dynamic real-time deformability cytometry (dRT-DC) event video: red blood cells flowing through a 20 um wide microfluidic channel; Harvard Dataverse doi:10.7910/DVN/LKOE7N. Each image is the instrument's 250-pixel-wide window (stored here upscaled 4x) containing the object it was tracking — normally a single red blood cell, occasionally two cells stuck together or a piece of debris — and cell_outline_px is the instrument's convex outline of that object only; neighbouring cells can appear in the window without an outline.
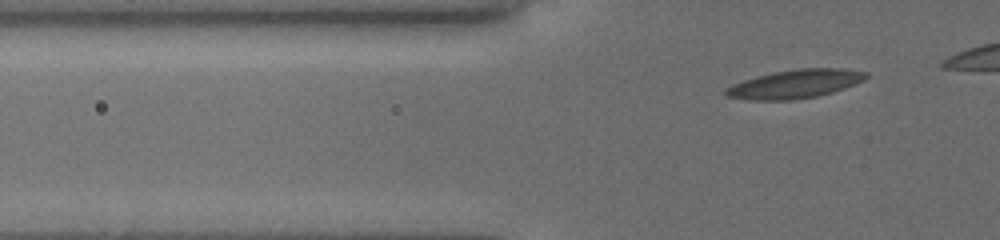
{"species": "common noctule bat (a hibernating species)", "species_latin": "Nyctalus noctula", "temperature_condition": "cold", "stored_images_in_passage": 58, "camera_frame_rate_fps": 3000, "um_per_image_px": 0.085, "animal": {"sex": "female", "body_mass_g": 19.5, "forearm_length_mm": 54.1}, "frame": {"image": 1, "passage_image": 9, "time_ms": 1.667, "image_size_px": [1000, 240], "cell_outline_px": [[868, 76], [864, 80], [844, 88], [832, 92], [816, 96], [792, 100], [748, 100], [728, 96], [724, 92], [732, 84], [756, 76], [772, 72], [800, 68], [840, 68], [868, 72]], "centroid_in_image_um": [67.59, 7.13], "position_along_channel_um": 58.2, "area_um2": 23.24}}
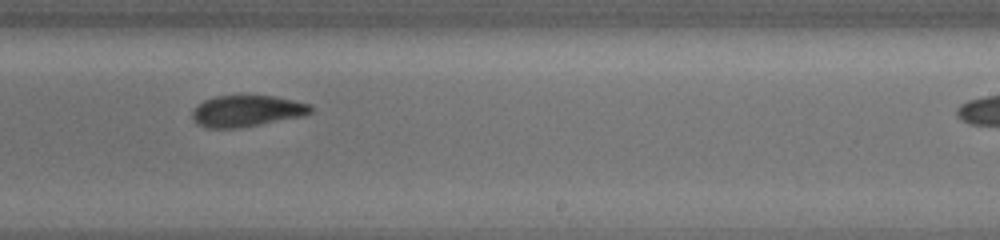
{"frame": {"image": 2, "passage_image": 38, "time_ms": 7.667, "image_size_px": [1000, 240], "cell_outline_px": [[312, 112], [304, 116], [260, 124], [236, 128], [204, 128], [196, 124], [192, 120], [192, 112], [196, 104], [204, 100], [216, 96], [276, 96], [312, 104]], "centroid_in_image_um": [20.96, 9.44], "position_along_channel_um": 268.0, "area_um2": 21.85}}
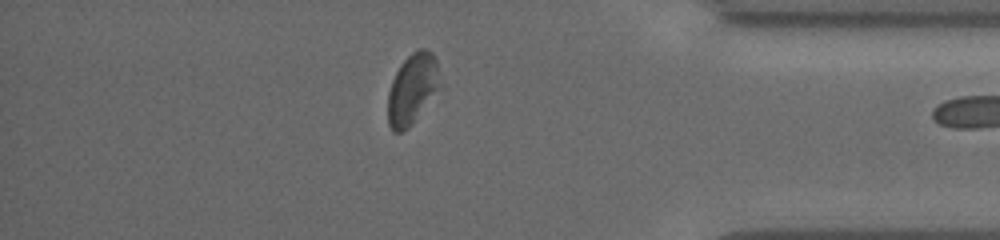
{"frame": {"image": 3, "passage_image": 57, "time_ms": 11.667, "image_size_px": [1000, 240], "cell_outline_px": [[444, 88], [412, 124], [408, 128], [400, 132], [392, 132], [388, 124], [388, 92], [392, 80], [400, 64], [412, 52], [420, 48], [424, 48], [432, 52], [436, 60], [444, 84]], "centroid_in_image_um": [35.12, 7.57], "position_along_channel_um": 400.1, "area_um2": 22.37}}